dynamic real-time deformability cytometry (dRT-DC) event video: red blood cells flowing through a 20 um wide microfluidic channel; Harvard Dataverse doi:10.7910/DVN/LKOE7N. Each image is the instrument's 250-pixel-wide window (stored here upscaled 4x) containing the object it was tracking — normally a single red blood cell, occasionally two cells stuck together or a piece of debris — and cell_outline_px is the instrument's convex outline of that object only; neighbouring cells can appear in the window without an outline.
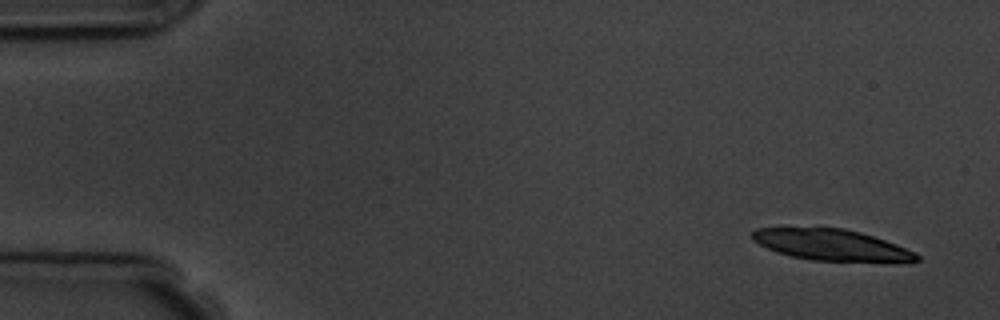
{"species": "common noctule bat (a hibernating species)", "species_latin": "Nyctalus noctula", "temperature_condition": "room temperature", "stored_images_in_passage": 4, "camera_frame_rate_fps": 3000, "um_per_image_px": 0.085, "animal": {"sex": "male", "body_mass_g": 19.5, "forearm_length_mm": 54.6}, "frame": {"image": 1, "passage_image": 1, "time_ms": 0.0, "image_size_px": [1000, 320], "cell_outline_px": [[920, 260], [812, 260], [792, 256], [776, 252], [752, 240], [752, 232], [756, 228], [844, 228], [860, 232], [896, 244], [916, 252], [920, 256]], "centroid_in_image_um": [70.6, 20.79], "position_along_channel_um": 14.4, "area_um2": 28.9}}